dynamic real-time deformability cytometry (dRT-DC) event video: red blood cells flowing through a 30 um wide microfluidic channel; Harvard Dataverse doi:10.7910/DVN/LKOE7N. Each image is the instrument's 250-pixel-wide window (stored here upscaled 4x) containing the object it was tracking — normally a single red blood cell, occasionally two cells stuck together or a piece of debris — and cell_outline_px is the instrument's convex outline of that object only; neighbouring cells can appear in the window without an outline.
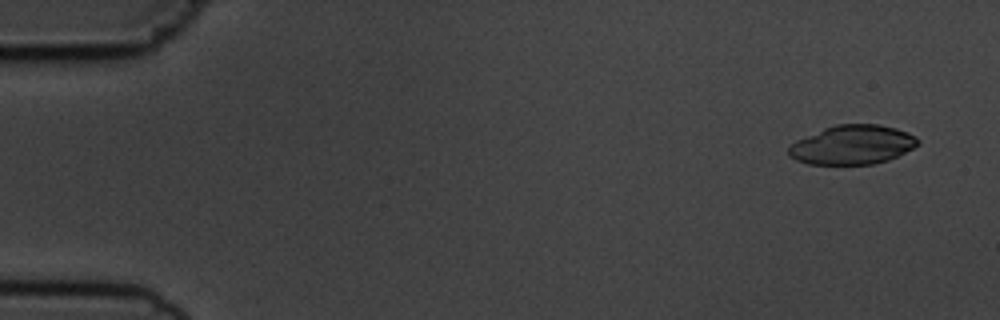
{"species": "common noctule bat (a hibernating species)", "species_latin": "Nyctalus noctula", "temperature_condition": "cold", "stored_images_in_passage": 7, "camera_frame_rate_fps": 3000, "um_per_image_px": 0.085, "animal": {"sex": "male", "body_mass_g": 19.5, "forearm_length_mm": 54.6}, "frame": {"image": 1, "passage_image": 1, "time_ms": 0.0, "image_size_px": [1000, 320], "cell_outline_px": [[920, 144], [888, 160], [872, 164], [808, 164], [796, 160], [788, 156], [788, 144], [796, 140], [824, 128], [836, 124], [880, 124], [896, 128], [908, 132], [916, 136], [920, 140]], "centroid_in_image_um": [72.44, 12.3], "position_along_channel_um": 12.6, "area_um2": 29.65}}